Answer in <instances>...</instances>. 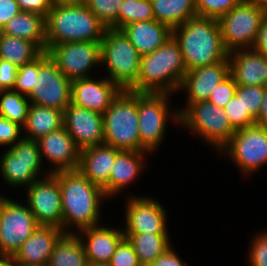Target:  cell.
Instances as JSON below:
<instances>
[{"instance_id":"4fadbf2b","label":"cell","mask_w":267,"mask_h":266,"mask_svg":"<svg viewBox=\"0 0 267 266\" xmlns=\"http://www.w3.org/2000/svg\"><path fill=\"white\" fill-rule=\"evenodd\" d=\"M100 42L60 43L50 47L46 52L59 70L72 82L94 77L93 69L101 67Z\"/></svg>"},{"instance_id":"d4e9b609","label":"cell","mask_w":267,"mask_h":266,"mask_svg":"<svg viewBox=\"0 0 267 266\" xmlns=\"http://www.w3.org/2000/svg\"><path fill=\"white\" fill-rule=\"evenodd\" d=\"M151 155L146 151H123L120 150L109 176V198L116 197L124 192L132 183L144 174L148 167L146 156ZM147 163V165H146Z\"/></svg>"},{"instance_id":"f907efd6","label":"cell","mask_w":267,"mask_h":266,"mask_svg":"<svg viewBox=\"0 0 267 266\" xmlns=\"http://www.w3.org/2000/svg\"><path fill=\"white\" fill-rule=\"evenodd\" d=\"M86 0H51L52 6H67L84 4Z\"/></svg>"},{"instance_id":"8d00e7d4","label":"cell","mask_w":267,"mask_h":266,"mask_svg":"<svg viewBox=\"0 0 267 266\" xmlns=\"http://www.w3.org/2000/svg\"><path fill=\"white\" fill-rule=\"evenodd\" d=\"M242 0H195L196 13L199 17L218 19L236 7Z\"/></svg>"},{"instance_id":"5b68a950","label":"cell","mask_w":267,"mask_h":266,"mask_svg":"<svg viewBox=\"0 0 267 266\" xmlns=\"http://www.w3.org/2000/svg\"><path fill=\"white\" fill-rule=\"evenodd\" d=\"M173 96L169 93H138L140 151L152 156L164 143L169 123L179 127L178 109L171 103Z\"/></svg>"},{"instance_id":"816d5d0a","label":"cell","mask_w":267,"mask_h":266,"mask_svg":"<svg viewBox=\"0 0 267 266\" xmlns=\"http://www.w3.org/2000/svg\"><path fill=\"white\" fill-rule=\"evenodd\" d=\"M0 266H19L13 256H0Z\"/></svg>"},{"instance_id":"9c48e42d","label":"cell","mask_w":267,"mask_h":266,"mask_svg":"<svg viewBox=\"0 0 267 266\" xmlns=\"http://www.w3.org/2000/svg\"><path fill=\"white\" fill-rule=\"evenodd\" d=\"M43 168L37 140L22 137L0 156V176L6 186L15 190H25L34 181L48 176L50 173Z\"/></svg>"},{"instance_id":"bcb514c9","label":"cell","mask_w":267,"mask_h":266,"mask_svg":"<svg viewBox=\"0 0 267 266\" xmlns=\"http://www.w3.org/2000/svg\"><path fill=\"white\" fill-rule=\"evenodd\" d=\"M184 259L170 246L161 256H158L152 263L147 266H186Z\"/></svg>"},{"instance_id":"7dc6e473","label":"cell","mask_w":267,"mask_h":266,"mask_svg":"<svg viewBox=\"0 0 267 266\" xmlns=\"http://www.w3.org/2000/svg\"><path fill=\"white\" fill-rule=\"evenodd\" d=\"M19 12L21 10L16 0H0V31Z\"/></svg>"},{"instance_id":"ffe728a7","label":"cell","mask_w":267,"mask_h":266,"mask_svg":"<svg viewBox=\"0 0 267 266\" xmlns=\"http://www.w3.org/2000/svg\"><path fill=\"white\" fill-rule=\"evenodd\" d=\"M99 76L72 81L71 103L103 114L122 89L106 76Z\"/></svg>"},{"instance_id":"f6af8a7d","label":"cell","mask_w":267,"mask_h":266,"mask_svg":"<svg viewBox=\"0 0 267 266\" xmlns=\"http://www.w3.org/2000/svg\"><path fill=\"white\" fill-rule=\"evenodd\" d=\"M21 11L34 12L47 17L52 8L51 0H16Z\"/></svg>"},{"instance_id":"ee69618b","label":"cell","mask_w":267,"mask_h":266,"mask_svg":"<svg viewBox=\"0 0 267 266\" xmlns=\"http://www.w3.org/2000/svg\"><path fill=\"white\" fill-rule=\"evenodd\" d=\"M19 67L0 59V83L5 90H13Z\"/></svg>"},{"instance_id":"9a60e30c","label":"cell","mask_w":267,"mask_h":266,"mask_svg":"<svg viewBox=\"0 0 267 266\" xmlns=\"http://www.w3.org/2000/svg\"><path fill=\"white\" fill-rule=\"evenodd\" d=\"M130 195V196H129ZM125 200L124 233L171 234L163 203L151 196L129 194ZM155 198V199H154Z\"/></svg>"},{"instance_id":"681fc988","label":"cell","mask_w":267,"mask_h":266,"mask_svg":"<svg viewBox=\"0 0 267 266\" xmlns=\"http://www.w3.org/2000/svg\"><path fill=\"white\" fill-rule=\"evenodd\" d=\"M255 124L260 126H267V85L264 87L263 101L261 103L259 113L255 118Z\"/></svg>"},{"instance_id":"5bb4252c","label":"cell","mask_w":267,"mask_h":266,"mask_svg":"<svg viewBox=\"0 0 267 266\" xmlns=\"http://www.w3.org/2000/svg\"><path fill=\"white\" fill-rule=\"evenodd\" d=\"M71 84L44 51L39 56V74H36L35 88L27 97L31 104L64 112L71 103Z\"/></svg>"},{"instance_id":"2e32d148","label":"cell","mask_w":267,"mask_h":266,"mask_svg":"<svg viewBox=\"0 0 267 266\" xmlns=\"http://www.w3.org/2000/svg\"><path fill=\"white\" fill-rule=\"evenodd\" d=\"M25 191L24 201H27L37 223L62 230L63 213L58 179L50 173L34 181Z\"/></svg>"},{"instance_id":"30bf717a","label":"cell","mask_w":267,"mask_h":266,"mask_svg":"<svg viewBox=\"0 0 267 266\" xmlns=\"http://www.w3.org/2000/svg\"><path fill=\"white\" fill-rule=\"evenodd\" d=\"M217 154L231 159L246 179L255 175L267 165V126L255 124L236 130Z\"/></svg>"},{"instance_id":"d6a6232c","label":"cell","mask_w":267,"mask_h":266,"mask_svg":"<svg viewBox=\"0 0 267 266\" xmlns=\"http://www.w3.org/2000/svg\"><path fill=\"white\" fill-rule=\"evenodd\" d=\"M30 105L28 97L18 92L5 90L0 93V115L22 128L26 124Z\"/></svg>"},{"instance_id":"cb8c5ba5","label":"cell","mask_w":267,"mask_h":266,"mask_svg":"<svg viewBox=\"0 0 267 266\" xmlns=\"http://www.w3.org/2000/svg\"><path fill=\"white\" fill-rule=\"evenodd\" d=\"M230 74L239 86L267 85V56L253 49L229 53Z\"/></svg>"},{"instance_id":"8fae6325","label":"cell","mask_w":267,"mask_h":266,"mask_svg":"<svg viewBox=\"0 0 267 266\" xmlns=\"http://www.w3.org/2000/svg\"><path fill=\"white\" fill-rule=\"evenodd\" d=\"M38 227L26 201L0 195V256H14Z\"/></svg>"},{"instance_id":"f546056e","label":"cell","mask_w":267,"mask_h":266,"mask_svg":"<svg viewBox=\"0 0 267 266\" xmlns=\"http://www.w3.org/2000/svg\"><path fill=\"white\" fill-rule=\"evenodd\" d=\"M124 236L132 244L142 266L152 263L173 245L170 234L124 233Z\"/></svg>"},{"instance_id":"6da1fadb","label":"cell","mask_w":267,"mask_h":266,"mask_svg":"<svg viewBox=\"0 0 267 266\" xmlns=\"http://www.w3.org/2000/svg\"><path fill=\"white\" fill-rule=\"evenodd\" d=\"M59 181L62 203V231L75 234L101 223V213L107 197L79 170L52 173ZM76 230V231H75Z\"/></svg>"},{"instance_id":"83f0119b","label":"cell","mask_w":267,"mask_h":266,"mask_svg":"<svg viewBox=\"0 0 267 266\" xmlns=\"http://www.w3.org/2000/svg\"><path fill=\"white\" fill-rule=\"evenodd\" d=\"M61 127H63V111L31 104L26 124L23 127V137L38 140Z\"/></svg>"},{"instance_id":"7bdbcfd3","label":"cell","mask_w":267,"mask_h":266,"mask_svg":"<svg viewBox=\"0 0 267 266\" xmlns=\"http://www.w3.org/2000/svg\"><path fill=\"white\" fill-rule=\"evenodd\" d=\"M23 137V128L0 115V148L9 149Z\"/></svg>"},{"instance_id":"b9f144b4","label":"cell","mask_w":267,"mask_h":266,"mask_svg":"<svg viewBox=\"0 0 267 266\" xmlns=\"http://www.w3.org/2000/svg\"><path fill=\"white\" fill-rule=\"evenodd\" d=\"M236 88L237 84L235 82V79L230 74L226 79H224L213 89V92H211L207 101L220 108H224L225 105L235 95Z\"/></svg>"},{"instance_id":"603a6c76","label":"cell","mask_w":267,"mask_h":266,"mask_svg":"<svg viewBox=\"0 0 267 266\" xmlns=\"http://www.w3.org/2000/svg\"><path fill=\"white\" fill-rule=\"evenodd\" d=\"M63 234L58 227L39 225L14 254L16 263L26 266H47L54 245Z\"/></svg>"},{"instance_id":"db71d44e","label":"cell","mask_w":267,"mask_h":266,"mask_svg":"<svg viewBox=\"0 0 267 266\" xmlns=\"http://www.w3.org/2000/svg\"><path fill=\"white\" fill-rule=\"evenodd\" d=\"M88 266H108V265H106V264H94V263L89 262Z\"/></svg>"},{"instance_id":"8992f818","label":"cell","mask_w":267,"mask_h":266,"mask_svg":"<svg viewBox=\"0 0 267 266\" xmlns=\"http://www.w3.org/2000/svg\"><path fill=\"white\" fill-rule=\"evenodd\" d=\"M102 116L104 144L117 150L140 151L137 92L122 90Z\"/></svg>"},{"instance_id":"11a10c76","label":"cell","mask_w":267,"mask_h":266,"mask_svg":"<svg viewBox=\"0 0 267 266\" xmlns=\"http://www.w3.org/2000/svg\"><path fill=\"white\" fill-rule=\"evenodd\" d=\"M5 91V89L2 87L1 83H0V93Z\"/></svg>"},{"instance_id":"ac0fdd59","label":"cell","mask_w":267,"mask_h":266,"mask_svg":"<svg viewBox=\"0 0 267 266\" xmlns=\"http://www.w3.org/2000/svg\"><path fill=\"white\" fill-rule=\"evenodd\" d=\"M37 142L42 163H46L45 168L48 164L45 170L49 173L78 170L81 150L64 126L39 138Z\"/></svg>"},{"instance_id":"e0dca14e","label":"cell","mask_w":267,"mask_h":266,"mask_svg":"<svg viewBox=\"0 0 267 266\" xmlns=\"http://www.w3.org/2000/svg\"><path fill=\"white\" fill-rule=\"evenodd\" d=\"M230 75V61L200 66L186 72L178 92L185 94V103L179 115L192 103L206 101L213 89Z\"/></svg>"},{"instance_id":"44dd1931","label":"cell","mask_w":267,"mask_h":266,"mask_svg":"<svg viewBox=\"0 0 267 266\" xmlns=\"http://www.w3.org/2000/svg\"><path fill=\"white\" fill-rule=\"evenodd\" d=\"M81 240L90 263L108 264L116 247L125 237L122 226L115 228L99 224L76 233Z\"/></svg>"},{"instance_id":"d6986e66","label":"cell","mask_w":267,"mask_h":266,"mask_svg":"<svg viewBox=\"0 0 267 266\" xmlns=\"http://www.w3.org/2000/svg\"><path fill=\"white\" fill-rule=\"evenodd\" d=\"M63 126L80 150L104 143L103 116L70 103L63 112Z\"/></svg>"},{"instance_id":"e575fe53","label":"cell","mask_w":267,"mask_h":266,"mask_svg":"<svg viewBox=\"0 0 267 266\" xmlns=\"http://www.w3.org/2000/svg\"><path fill=\"white\" fill-rule=\"evenodd\" d=\"M123 0H86L88 9L107 27L118 30V13Z\"/></svg>"},{"instance_id":"c3c4849f","label":"cell","mask_w":267,"mask_h":266,"mask_svg":"<svg viewBox=\"0 0 267 266\" xmlns=\"http://www.w3.org/2000/svg\"><path fill=\"white\" fill-rule=\"evenodd\" d=\"M251 49L267 56V13L260 23V28Z\"/></svg>"},{"instance_id":"277c9868","label":"cell","mask_w":267,"mask_h":266,"mask_svg":"<svg viewBox=\"0 0 267 266\" xmlns=\"http://www.w3.org/2000/svg\"><path fill=\"white\" fill-rule=\"evenodd\" d=\"M106 29L85 3L52 6L46 17V51L60 43L101 41Z\"/></svg>"},{"instance_id":"484cf974","label":"cell","mask_w":267,"mask_h":266,"mask_svg":"<svg viewBox=\"0 0 267 266\" xmlns=\"http://www.w3.org/2000/svg\"><path fill=\"white\" fill-rule=\"evenodd\" d=\"M120 30L141 56L152 53L172 36V30L156 20L134 22Z\"/></svg>"},{"instance_id":"7a4b0ae2","label":"cell","mask_w":267,"mask_h":266,"mask_svg":"<svg viewBox=\"0 0 267 266\" xmlns=\"http://www.w3.org/2000/svg\"><path fill=\"white\" fill-rule=\"evenodd\" d=\"M179 44L187 71L219 61H229L215 18L196 16L172 30Z\"/></svg>"},{"instance_id":"f1b7e54d","label":"cell","mask_w":267,"mask_h":266,"mask_svg":"<svg viewBox=\"0 0 267 266\" xmlns=\"http://www.w3.org/2000/svg\"><path fill=\"white\" fill-rule=\"evenodd\" d=\"M154 19L171 30L197 16L195 0H151Z\"/></svg>"},{"instance_id":"1f68e13d","label":"cell","mask_w":267,"mask_h":266,"mask_svg":"<svg viewBox=\"0 0 267 266\" xmlns=\"http://www.w3.org/2000/svg\"><path fill=\"white\" fill-rule=\"evenodd\" d=\"M44 51L34 42L3 34L0 31V59L18 67L32 62Z\"/></svg>"},{"instance_id":"d590c367","label":"cell","mask_w":267,"mask_h":266,"mask_svg":"<svg viewBox=\"0 0 267 266\" xmlns=\"http://www.w3.org/2000/svg\"><path fill=\"white\" fill-rule=\"evenodd\" d=\"M223 109L235 130L255 125V119L245 111L242 97L236 92Z\"/></svg>"},{"instance_id":"7c38bea8","label":"cell","mask_w":267,"mask_h":266,"mask_svg":"<svg viewBox=\"0 0 267 266\" xmlns=\"http://www.w3.org/2000/svg\"><path fill=\"white\" fill-rule=\"evenodd\" d=\"M265 14L266 12L254 3L242 0L227 14L219 17L217 20L226 50L230 53L250 49Z\"/></svg>"},{"instance_id":"3957f363","label":"cell","mask_w":267,"mask_h":266,"mask_svg":"<svg viewBox=\"0 0 267 266\" xmlns=\"http://www.w3.org/2000/svg\"><path fill=\"white\" fill-rule=\"evenodd\" d=\"M186 72L179 44L171 36L155 51L141 56L137 82L129 90L179 95L178 89Z\"/></svg>"},{"instance_id":"7402d4cb","label":"cell","mask_w":267,"mask_h":266,"mask_svg":"<svg viewBox=\"0 0 267 266\" xmlns=\"http://www.w3.org/2000/svg\"><path fill=\"white\" fill-rule=\"evenodd\" d=\"M119 151L104 143L80 151L78 170L91 183L101 188L108 199L109 176Z\"/></svg>"},{"instance_id":"74e56055","label":"cell","mask_w":267,"mask_h":266,"mask_svg":"<svg viewBox=\"0 0 267 266\" xmlns=\"http://www.w3.org/2000/svg\"><path fill=\"white\" fill-rule=\"evenodd\" d=\"M36 74H39V57L19 67L13 91L28 96L35 88Z\"/></svg>"},{"instance_id":"f5cc1de1","label":"cell","mask_w":267,"mask_h":266,"mask_svg":"<svg viewBox=\"0 0 267 266\" xmlns=\"http://www.w3.org/2000/svg\"><path fill=\"white\" fill-rule=\"evenodd\" d=\"M267 13V0H248Z\"/></svg>"},{"instance_id":"836d02e7","label":"cell","mask_w":267,"mask_h":266,"mask_svg":"<svg viewBox=\"0 0 267 266\" xmlns=\"http://www.w3.org/2000/svg\"><path fill=\"white\" fill-rule=\"evenodd\" d=\"M155 20L151 0H123L118 13V30L127 24Z\"/></svg>"},{"instance_id":"4dcf8cb0","label":"cell","mask_w":267,"mask_h":266,"mask_svg":"<svg viewBox=\"0 0 267 266\" xmlns=\"http://www.w3.org/2000/svg\"><path fill=\"white\" fill-rule=\"evenodd\" d=\"M89 261L78 236L64 233L54 245L47 266H88Z\"/></svg>"},{"instance_id":"f35d334b","label":"cell","mask_w":267,"mask_h":266,"mask_svg":"<svg viewBox=\"0 0 267 266\" xmlns=\"http://www.w3.org/2000/svg\"><path fill=\"white\" fill-rule=\"evenodd\" d=\"M264 230L251 236L246 255L250 266H267V229Z\"/></svg>"},{"instance_id":"60d3db41","label":"cell","mask_w":267,"mask_h":266,"mask_svg":"<svg viewBox=\"0 0 267 266\" xmlns=\"http://www.w3.org/2000/svg\"><path fill=\"white\" fill-rule=\"evenodd\" d=\"M108 266H142L132 244L123 238L115 249Z\"/></svg>"},{"instance_id":"ba28073f","label":"cell","mask_w":267,"mask_h":266,"mask_svg":"<svg viewBox=\"0 0 267 266\" xmlns=\"http://www.w3.org/2000/svg\"><path fill=\"white\" fill-rule=\"evenodd\" d=\"M179 126L189 133L197 134L216 154L229 142L236 130L230 124L225 110L210 102L190 104L180 115Z\"/></svg>"},{"instance_id":"ab89813d","label":"cell","mask_w":267,"mask_h":266,"mask_svg":"<svg viewBox=\"0 0 267 266\" xmlns=\"http://www.w3.org/2000/svg\"><path fill=\"white\" fill-rule=\"evenodd\" d=\"M236 93L242 97L245 111L255 119L263 101L264 87L237 85Z\"/></svg>"},{"instance_id":"4316f807","label":"cell","mask_w":267,"mask_h":266,"mask_svg":"<svg viewBox=\"0 0 267 266\" xmlns=\"http://www.w3.org/2000/svg\"><path fill=\"white\" fill-rule=\"evenodd\" d=\"M3 34L26 39L46 51V17L34 12L21 11L2 28Z\"/></svg>"},{"instance_id":"52a82bcc","label":"cell","mask_w":267,"mask_h":266,"mask_svg":"<svg viewBox=\"0 0 267 266\" xmlns=\"http://www.w3.org/2000/svg\"><path fill=\"white\" fill-rule=\"evenodd\" d=\"M101 67L106 77L122 90H129L136 82L141 55L121 30L107 28L100 42Z\"/></svg>"}]
</instances>
